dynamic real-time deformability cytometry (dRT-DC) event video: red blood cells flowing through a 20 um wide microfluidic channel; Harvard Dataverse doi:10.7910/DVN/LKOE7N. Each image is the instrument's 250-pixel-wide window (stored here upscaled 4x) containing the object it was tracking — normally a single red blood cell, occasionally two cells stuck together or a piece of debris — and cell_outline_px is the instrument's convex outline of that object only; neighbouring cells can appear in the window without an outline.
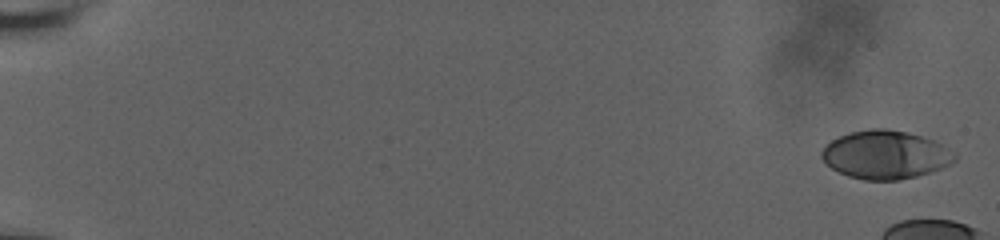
{"species": "human", "species_latin": "Homo sapiens", "temperature_condition": "room temperature", "stored_images_in_passage": 9, "camera_frame_rate_fps": 3000, "um_per_image_px": 0.085, "donor": {"sex": "male"}, "frame": {"image": 1, "passage_image": 1, "time_ms": 0.0, "image_size_px": [1000, 240], "cell_outline_px": [[956, 160], [940, 168], [916, 176], [896, 180], [864, 180], [848, 176], [832, 168], [820, 156], [820, 152], [832, 140], [840, 136], [852, 132], [872, 128], [888, 128], [908, 132], [932, 140], [956, 152]], "centroid_in_image_um": [75.26, 13.15], "position_along_channel_um": 9.7, "area_um2": 37.11}}